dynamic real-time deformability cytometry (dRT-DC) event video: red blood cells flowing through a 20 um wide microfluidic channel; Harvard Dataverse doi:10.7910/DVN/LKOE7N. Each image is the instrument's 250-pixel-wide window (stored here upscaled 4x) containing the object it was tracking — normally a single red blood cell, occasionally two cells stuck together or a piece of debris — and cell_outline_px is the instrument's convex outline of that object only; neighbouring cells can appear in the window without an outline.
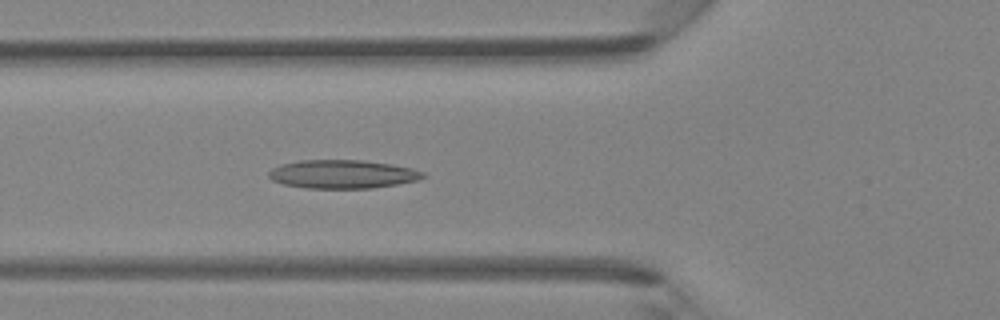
{"species": "Egyptian fruit bat (a non-hibernating species)", "species_latin": "Rousettus aegyptiacus", "temperature_condition": "room temperature", "stored_images_in_passage": 46, "camera_frame_rate_fps": 3000, "um_per_image_px": 0.085, "animal": {"sex": "female"}, "frame": {"image": 1, "passage_image": 17, "time_ms": 5.333, "image_size_px": [1000, 320], "cell_outline_px": [[428, 176], [416, 180], [396, 184], [372, 188], [304, 188], [284, 184], [272, 180], [268, 176], [268, 172], [272, 168], [280, 164], [300, 160], [360, 160], [392, 164], [412, 168], [424, 172]], "centroid_in_image_um": [29.1, 14.8], "position_along_channel_um": 96.7, "area_um2": 25.66}}
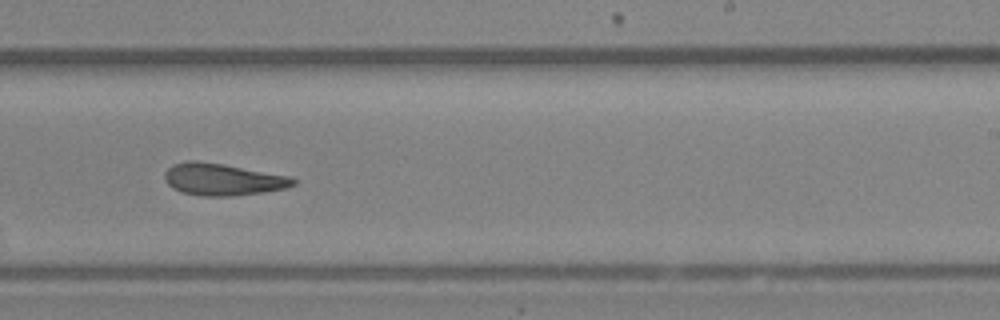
{"frame": {"image": 2, "passage_image": 29, "time_ms": 9.333, "image_size_px": [1000, 320], "cell_outline_px": [[296, 184], [284, 188], [264, 192], [232, 196], [200, 196], [180, 192], [172, 188], [164, 180], [164, 172], [172, 164], [188, 160], [196, 160], [224, 164], [292, 176], [296, 180]], "centroid_in_image_um": [18.9, 15.24], "position_along_channel_um": 270.1, "area_um2": 24.28}}
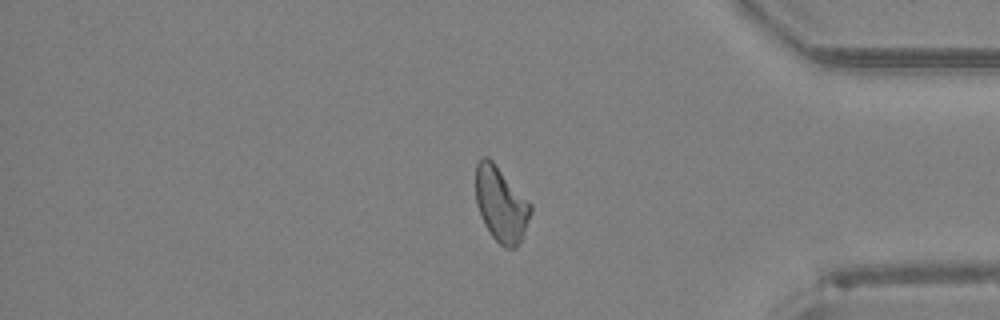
{"frame": {"image": 3, "passage_image": 39, "time_ms": 12.667, "image_size_px": [1000, 320], "cell_outline_px": [[532, 212], [524, 232], [516, 248], [504, 248], [492, 236], [484, 224], [480, 216], [476, 204], [476, 164], [480, 156], [488, 156], [492, 160], [532, 204]], "centroid_in_image_um": [42.57, 17.34], "position_along_channel_um": 392.6, "area_um2": 24.1}, "authors_computed_cell_mechanics": {"area_um2": 24.3916, "velocity_mm_per_s": 4.3619, "shape_relaxation_time_tau1_ms": 6.3502, "shape_relaxation_time_tau2_ms": 3.9176, "deformation_change_tau1": 0.1454, "deformation_change_tau2": 0.138}}